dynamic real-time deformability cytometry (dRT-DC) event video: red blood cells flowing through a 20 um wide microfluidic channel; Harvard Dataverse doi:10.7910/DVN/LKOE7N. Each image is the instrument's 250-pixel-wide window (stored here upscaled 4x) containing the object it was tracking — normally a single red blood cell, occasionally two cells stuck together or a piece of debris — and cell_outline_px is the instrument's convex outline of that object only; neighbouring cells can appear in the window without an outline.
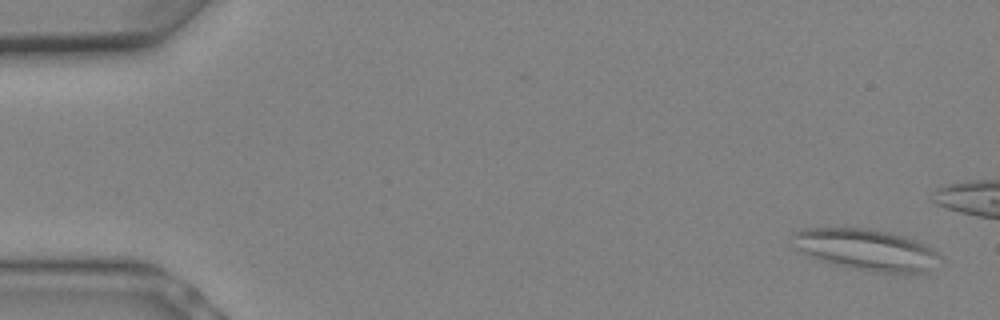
{"species": "Egyptian fruit bat (a non-hibernating species)", "species_latin": "Rousettus aegyptiacus", "temperature_condition": "warm", "stored_images_in_passage": 8, "camera_frame_rate_fps": 3000, "um_per_image_px": 0.085, "animal": {"sex": "female"}, "frame": {"image": 1, "passage_image": 1, "time_ms": 0.0, "image_size_px": [1000, 320], "cell_outline_px": [[940, 256], [924, 272], [880, 272], [856, 268], [836, 264], [820, 260], [808, 256], [788, 244], [792, 232], [804, 228], [864, 228], [888, 232], [924, 244], [932, 248]], "centroid_in_image_um": [73.46, 21.19], "position_along_channel_um": 11.5, "area_um2": 34.8}}